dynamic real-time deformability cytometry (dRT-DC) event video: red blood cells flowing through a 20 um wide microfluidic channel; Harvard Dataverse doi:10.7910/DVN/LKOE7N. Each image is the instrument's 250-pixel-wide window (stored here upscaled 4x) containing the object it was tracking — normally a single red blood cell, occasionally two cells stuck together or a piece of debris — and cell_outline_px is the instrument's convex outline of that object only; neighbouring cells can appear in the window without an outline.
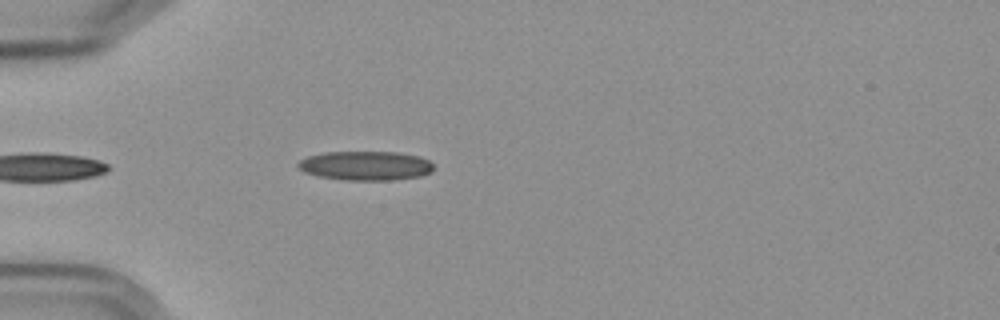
{"species": "Egyptian fruit bat (a non-hibernating species)", "species_latin": "Rousettus aegyptiacus", "temperature_condition": "cold", "stored_images_in_passage": 5, "camera_frame_rate_fps": 3000, "um_per_image_px": 0.085, "frame": {"image": 1, "passage_image": 1, "time_ms": 0.0, "image_size_px": [1000, 320], "cell_outline_px": [[432, 172], [420, 176], [392, 180], [344, 180], [320, 176], [304, 172], [296, 164], [300, 160], [308, 156], [324, 152], [396, 152], [420, 156], [428, 160], [432, 164]], "centroid_in_image_um": [31.08, 14.08], "position_along_channel_um": 53.9, "area_um2": 23.0}}
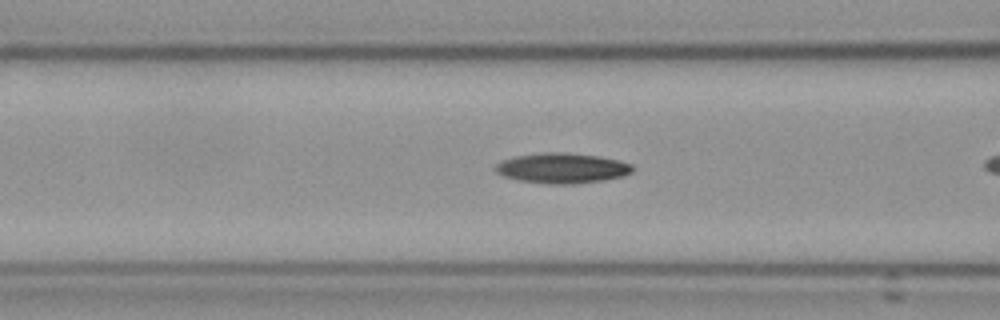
{"frame": {"image": 2, "passage_image": 4, "time_ms": 1.0, "image_size_px": [1000, 320], "cell_outline_px": [[632, 172], [624, 176], [604, 180], [576, 184], [548, 184], [520, 180], [504, 176], [496, 172], [496, 164], [504, 160], [516, 156], [540, 152], [564, 152], [600, 156], [632, 164]], "centroid_in_image_um": [47.8, 14.29], "position_along_channel_um": 118.8, "area_um2": 24.1}}